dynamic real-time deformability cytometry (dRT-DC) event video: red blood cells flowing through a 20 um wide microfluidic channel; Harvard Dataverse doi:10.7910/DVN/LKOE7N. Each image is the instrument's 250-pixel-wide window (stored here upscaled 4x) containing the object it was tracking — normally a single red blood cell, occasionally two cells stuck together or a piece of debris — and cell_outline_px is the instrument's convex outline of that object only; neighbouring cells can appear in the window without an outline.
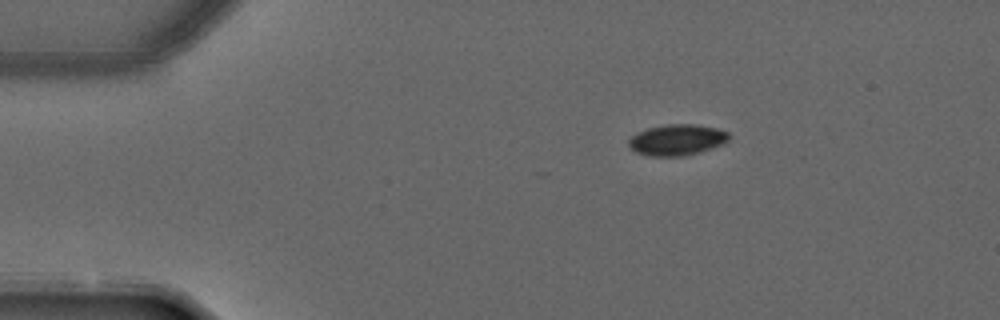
{"species": "common noctule bat (a hibernating species)", "species_latin": "Nyctalus noctula", "temperature_condition": "warm", "stored_images_in_passage": 4, "camera_frame_rate_fps": 3000, "um_per_image_px": 0.085, "animal": {"sex": "male", "forearm_length_mm": 52.5}, "frame": {"image": 1, "passage_image": 1, "time_ms": 0.0, "image_size_px": [1000, 320], "cell_outline_px": [[728, 140], [724, 144], [684, 156], [648, 156], [636, 152], [628, 144], [628, 140], [636, 132], [648, 128], [664, 124], [696, 124], [716, 128], [728, 132]], "centroid_in_image_um": [57.52, 11.88], "position_along_channel_um": 27.5, "area_um2": 18.09}}
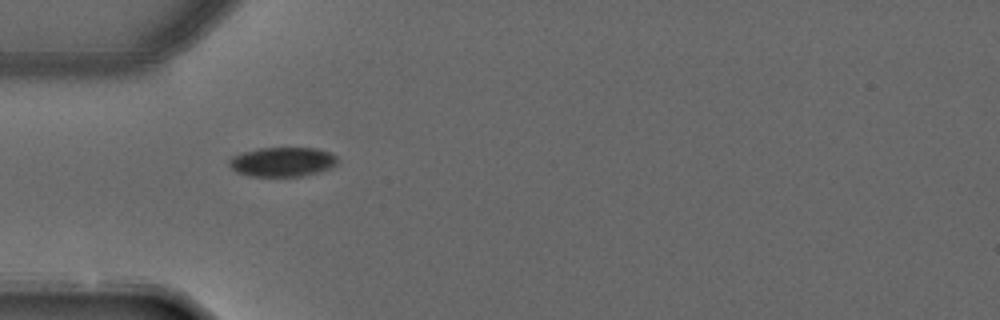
{"frame": {"image": 2, "passage_image": 3, "time_ms": 0.667, "image_size_px": [1000, 320], "cell_outline_px": [[336, 164], [332, 168], [300, 176], [248, 176], [236, 172], [228, 164], [228, 160], [232, 156], [244, 152], [260, 148], [316, 148], [328, 152], [336, 156]], "centroid_in_image_um": [23.97, 13.76], "position_along_channel_um": 61.0, "area_um2": 18.44}}
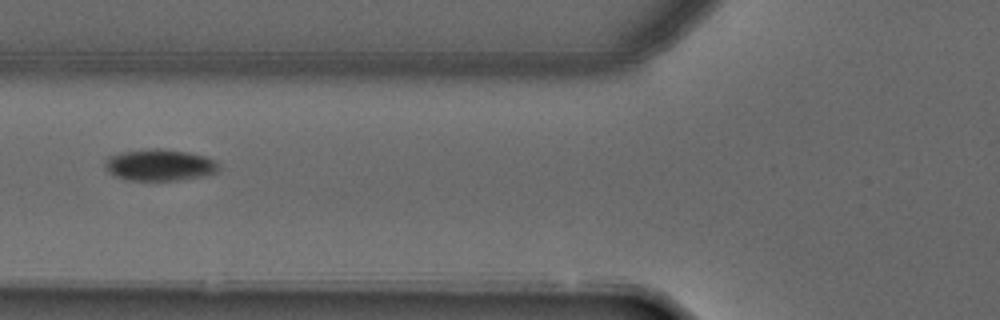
{"frame": {"image": 3, "passage_image": 4, "time_ms": 1.0, "image_size_px": [1000, 320], "cell_outline_px": [[220, 168], [216, 172], [200, 176], [176, 180], [128, 180], [116, 176], [108, 172], [108, 156], [124, 152], [152, 148], [160, 148], [188, 152], [204, 156], [216, 160]], "centroid_in_image_um": [13.62, 14.02], "position_along_channel_um": 112.2, "area_um2": 20.52}}